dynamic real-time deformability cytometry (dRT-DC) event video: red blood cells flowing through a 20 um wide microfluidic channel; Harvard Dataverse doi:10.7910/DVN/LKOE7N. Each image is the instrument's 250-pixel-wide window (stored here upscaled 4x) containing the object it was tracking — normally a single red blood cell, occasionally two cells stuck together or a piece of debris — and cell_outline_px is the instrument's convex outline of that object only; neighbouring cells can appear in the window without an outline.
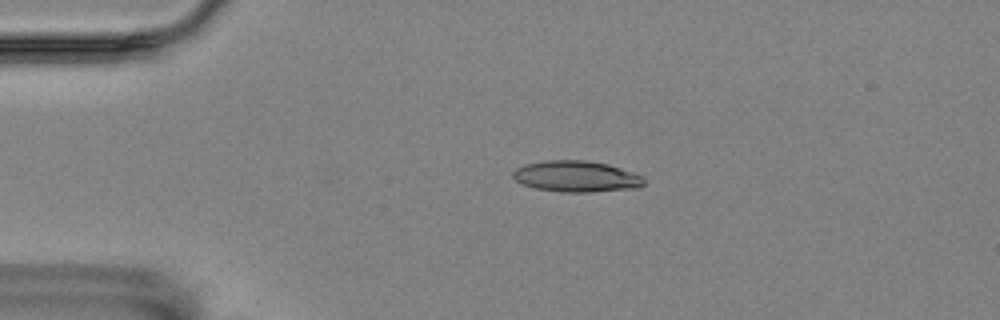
{"species": "Egyptian fruit bat (a non-hibernating species)", "species_latin": "Rousettus aegyptiacus", "temperature_condition": "room temperature", "stored_images_in_passage": 47, "camera_frame_rate_fps": 3000, "um_per_image_px": 0.085, "animal": {"sex": "female"}, "frame": {"image": 1, "passage_image": 3, "time_ms": 0.667, "image_size_px": [1000, 320], "cell_outline_px": [[644, 184], [636, 188], [592, 192], [564, 192], [536, 188], [524, 184], [516, 180], [512, 176], [512, 172], [516, 168], [524, 164], [544, 160], [584, 160], [608, 164], [644, 176]], "centroid_in_image_um": [48.99, 14.99], "position_along_channel_um": 36.0, "area_um2": 23.76}}
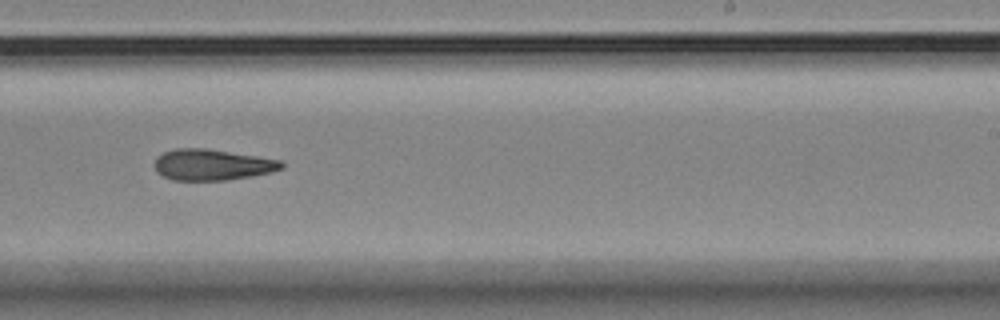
{"frame": {"image": 2, "passage_image": 26, "time_ms": 8.333, "image_size_px": [1000, 320], "cell_outline_px": [[284, 168], [272, 172], [252, 176], [224, 180], [172, 180], [156, 172], [156, 156], [164, 152], [176, 148], [204, 148], [284, 160]], "centroid_in_image_um": [18.07, 14.0], "position_along_channel_um": 270.9, "area_um2": 23.0}}
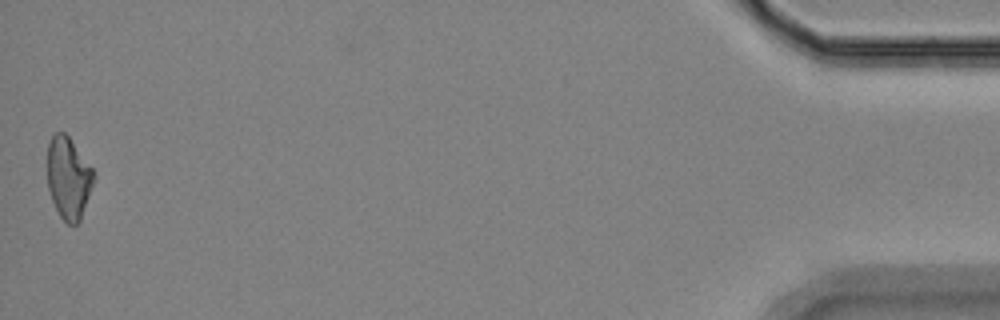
{"frame": {"image": 3, "passage_image": 47, "time_ms": 15.333, "image_size_px": [1000, 320], "cell_outline_px": [[96, 176], [80, 220], [76, 224], [68, 224], [60, 216], [52, 200], [48, 188], [48, 144], [52, 136], [56, 132], [64, 132], [68, 136], [92, 168]], "centroid_in_image_um": [5.82, 15.12], "position_along_channel_um": 429.4, "area_um2": 21.85}}